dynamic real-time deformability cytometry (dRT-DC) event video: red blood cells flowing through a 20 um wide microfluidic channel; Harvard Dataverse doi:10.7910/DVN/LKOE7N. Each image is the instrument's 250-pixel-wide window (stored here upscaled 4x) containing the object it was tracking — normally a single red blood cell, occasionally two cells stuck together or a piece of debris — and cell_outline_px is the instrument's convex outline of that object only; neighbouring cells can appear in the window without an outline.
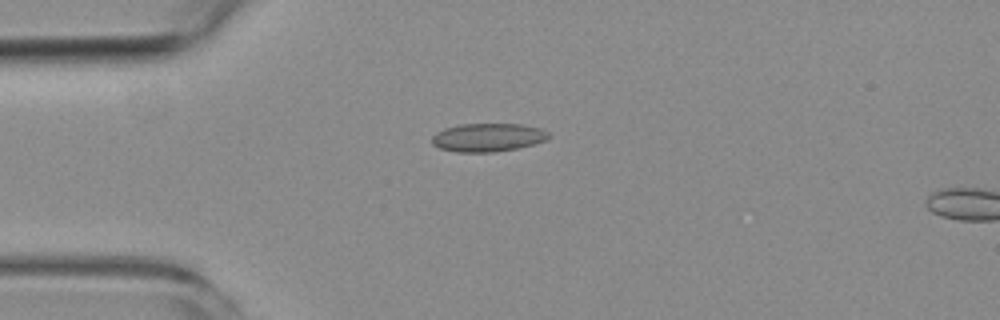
{"species": "common noctule bat (a hibernating species)", "species_latin": "Nyctalus noctula", "temperature_condition": "room temperature", "stored_images_in_passage": 4, "camera_frame_rate_fps": 3000, "um_per_image_px": 0.085, "animal": {"sex": "female", "body_mass_g": 19.3, "forearm_length_mm": 54.1}, "frame": {"image": 1, "passage_image": 3, "time_ms": 2.333, "image_size_px": [1000, 320], "cell_outline_px": [[548, 140], [520, 148], [496, 152], [456, 152], [440, 148], [432, 144], [432, 136], [436, 132], [444, 128], [460, 124], [520, 124], [540, 128], [548, 132]], "centroid_in_image_um": [41.47, 11.69], "position_along_channel_um": 43.5, "area_um2": 19.42}}